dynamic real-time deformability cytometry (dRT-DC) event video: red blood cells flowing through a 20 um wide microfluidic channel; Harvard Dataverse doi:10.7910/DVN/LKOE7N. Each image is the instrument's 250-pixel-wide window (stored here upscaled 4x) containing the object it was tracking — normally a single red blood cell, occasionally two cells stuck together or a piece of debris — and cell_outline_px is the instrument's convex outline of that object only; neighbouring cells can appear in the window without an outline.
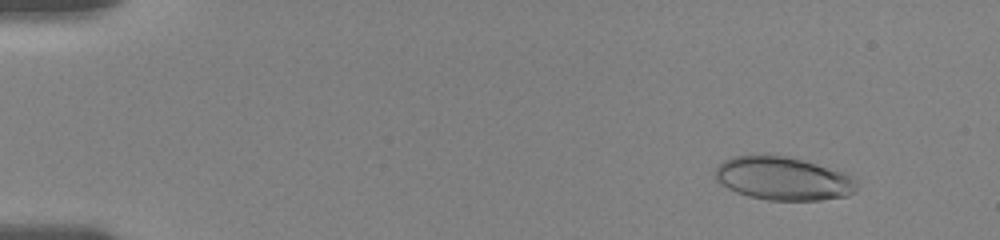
{"species": "human", "species_latin": "Homo sapiens", "temperature_condition": "room temperature", "stored_images_in_passage": 31, "camera_frame_rate_fps": 3000, "um_per_image_px": 0.085, "donor": {"sex": "female"}, "frame": {"image": 1, "passage_image": 6, "time_ms": 1.667, "image_size_px": [1000, 240], "cell_outline_px": [[856, 192], [848, 196], [820, 200], [768, 200], [748, 196], [736, 192], [720, 184], [716, 180], [716, 168], [724, 160], [732, 156], [788, 156], [816, 164], [840, 172], [856, 180]], "centroid_in_image_um": [66.55, 15.2], "position_along_channel_um": 18.5, "area_um2": 35.26}}
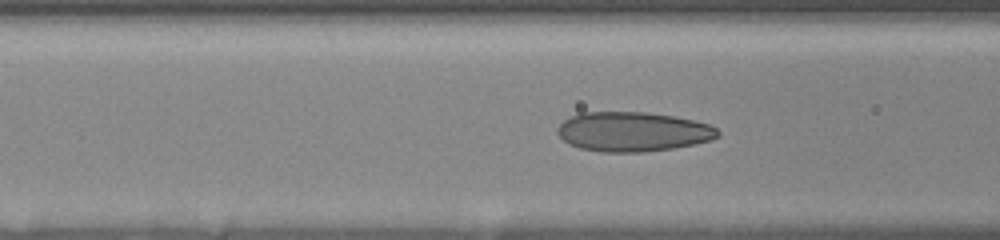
{"frame": {"image": 2, "passage_image": 23, "time_ms": 7.333, "image_size_px": [1000, 240], "cell_outline_px": [[720, 136], [712, 140], [672, 148], [644, 152], [600, 152], [580, 148], [568, 144], [556, 132], [556, 128], [564, 120], [580, 112], [644, 112], [676, 116], [696, 120], [712, 124], [720, 132]], "centroid_in_image_um": [53.81, 11.19], "position_along_channel_um": 112.8, "area_um2": 37.28}}
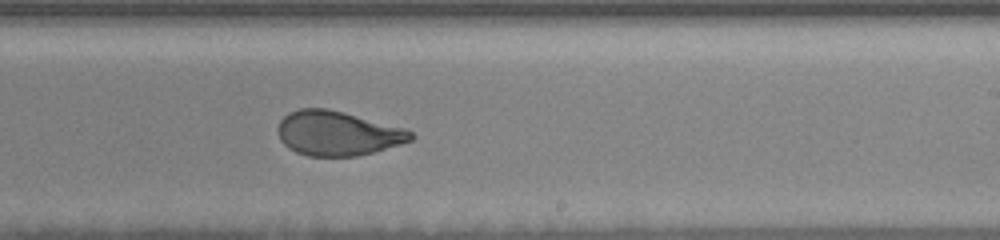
{"frame": {"image": 3, "passage_image": 31, "time_ms": 11.333, "image_size_px": [1000, 240], "cell_outline_px": [[416, 136], [412, 140], [400, 144], [372, 152], [356, 156], [308, 156], [296, 152], [288, 148], [280, 140], [280, 120], [288, 112], [300, 108], [328, 108], [344, 112], [404, 128], [412, 132]], "centroid_in_image_um": [28.7, 11.33], "position_along_channel_um": 260.3, "area_um2": 34.28}}